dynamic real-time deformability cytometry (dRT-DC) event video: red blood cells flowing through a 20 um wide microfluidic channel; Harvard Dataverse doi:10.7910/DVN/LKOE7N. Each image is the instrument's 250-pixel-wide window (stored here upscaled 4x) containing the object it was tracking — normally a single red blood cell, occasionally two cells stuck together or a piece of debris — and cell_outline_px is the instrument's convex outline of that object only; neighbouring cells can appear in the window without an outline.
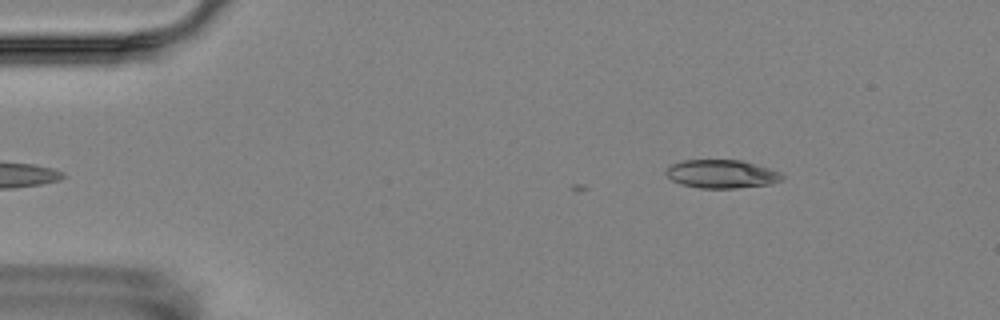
{"species": "Egyptian fruit bat (a non-hibernating species)", "species_latin": "Rousettus aegyptiacus", "temperature_condition": "room temperature", "stored_images_in_passage": 6, "camera_frame_rate_fps": 3000, "um_per_image_px": 0.085, "animal": {"sex": "female"}, "frame": {"image": 1, "passage_image": 6, "time_ms": 5.667, "image_size_px": [1000, 320], "cell_outline_px": [[784, 176], [780, 180], [772, 184], [736, 188], [700, 188], [680, 184], [672, 180], [664, 172], [672, 164], [684, 160], [740, 160], [768, 168], [780, 172]], "centroid_in_image_um": [61.33, 14.79], "position_along_channel_um": 23.7, "area_um2": 19.07}}